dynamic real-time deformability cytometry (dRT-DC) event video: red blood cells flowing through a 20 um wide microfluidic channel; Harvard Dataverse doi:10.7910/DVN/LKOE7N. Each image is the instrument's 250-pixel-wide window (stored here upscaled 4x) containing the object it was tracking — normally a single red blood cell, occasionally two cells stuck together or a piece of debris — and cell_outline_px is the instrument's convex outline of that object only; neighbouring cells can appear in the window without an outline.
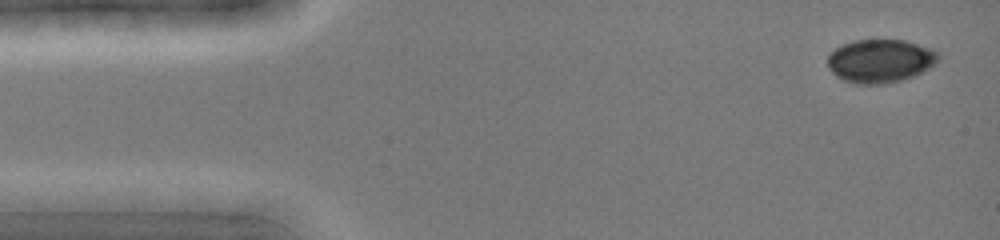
{"species": "common noctule bat (a hibernating species)", "species_latin": "Nyctalus noctula", "temperature_condition": "cold", "stored_images_in_passage": 5, "camera_frame_rate_fps": 3000, "um_per_image_px": 0.085, "animal": {"sex": "female", "body_mass_g": 19.0, "forearm_length_mm": 51.5}, "frame": {"image": 1, "passage_image": 1, "time_ms": 0.0, "image_size_px": [1000, 240], "cell_outline_px": [[940, 60], [936, 64], [912, 76], [900, 80], [884, 84], [856, 84], [844, 80], [836, 76], [828, 68], [828, 56], [836, 48], [844, 44], [856, 40], [904, 40], [932, 48], [940, 52]], "centroid_in_image_um": [74.85, 5.17], "position_along_channel_um": 10.1, "area_um2": 27.98}}